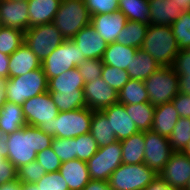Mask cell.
Instances as JSON below:
<instances>
[{"label": "cell", "mask_w": 190, "mask_h": 190, "mask_svg": "<svg viewBox=\"0 0 190 190\" xmlns=\"http://www.w3.org/2000/svg\"><path fill=\"white\" fill-rule=\"evenodd\" d=\"M22 111L27 125L38 127L52 136V123L58 116L59 110L50 92L27 99L22 104Z\"/></svg>", "instance_id": "5b68a950"}, {"label": "cell", "mask_w": 190, "mask_h": 190, "mask_svg": "<svg viewBox=\"0 0 190 190\" xmlns=\"http://www.w3.org/2000/svg\"><path fill=\"white\" fill-rule=\"evenodd\" d=\"M86 60L85 56L80 53L72 39L65 40L61 45L42 61V68L47 77H57L67 70L76 68L82 61Z\"/></svg>", "instance_id": "9c48e42d"}, {"label": "cell", "mask_w": 190, "mask_h": 190, "mask_svg": "<svg viewBox=\"0 0 190 190\" xmlns=\"http://www.w3.org/2000/svg\"><path fill=\"white\" fill-rule=\"evenodd\" d=\"M86 107L93 111L118 103L119 93L110 87L101 77L85 83L83 87Z\"/></svg>", "instance_id": "5bb4252c"}, {"label": "cell", "mask_w": 190, "mask_h": 190, "mask_svg": "<svg viewBox=\"0 0 190 190\" xmlns=\"http://www.w3.org/2000/svg\"><path fill=\"white\" fill-rule=\"evenodd\" d=\"M178 120L179 115L173 102L155 106L151 130L168 138Z\"/></svg>", "instance_id": "603a6c76"}, {"label": "cell", "mask_w": 190, "mask_h": 190, "mask_svg": "<svg viewBox=\"0 0 190 190\" xmlns=\"http://www.w3.org/2000/svg\"><path fill=\"white\" fill-rule=\"evenodd\" d=\"M173 2L183 11L190 10V0H173Z\"/></svg>", "instance_id": "6f0895ef"}, {"label": "cell", "mask_w": 190, "mask_h": 190, "mask_svg": "<svg viewBox=\"0 0 190 190\" xmlns=\"http://www.w3.org/2000/svg\"><path fill=\"white\" fill-rule=\"evenodd\" d=\"M38 190H69L65 179L59 171L46 173L38 182L35 183Z\"/></svg>", "instance_id": "7bdbcfd3"}, {"label": "cell", "mask_w": 190, "mask_h": 190, "mask_svg": "<svg viewBox=\"0 0 190 190\" xmlns=\"http://www.w3.org/2000/svg\"><path fill=\"white\" fill-rule=\"evenodd\" d=\"M150 7L151 25H168L173 22L184 12L173 2V0H148Z\"/></svg>", "instance_id": "7402d4cb"}, {"label": "cell", "mask_w": 190, "mask_h": 190, "mask_svg": "<svg viewBox=\"0 0 190 190\" xmlns=\"http://www.w3.org/2000/svg\"><path fill=\"white\" fill-rule=\"evenodd\" d=\"M84 85V79L76 67L57 77L50 78L48 80V92L83 93Z\"/></svg>", "instance_id": "cb8c5ba5"}, {"label": "cell", "mask_w": 190, "mask_h": 190, "mask_svg": "<svg viewBox=\"0 0 190 190\" xmlns=\"http://www.w3.org/2000/svg\"><path fill=\"white\" fill-rule=\"evenodd\" d=\"M90 179L108 181L111 174L122 164V147L115 141L97 152L86 162Z\"/></svg>", "instance_id": "8fae6325"}, {"label": "cell", "mask_w": 190, "mask_h": 190, "mask_svg": "<svg viewBox=\"0 0 190 190\" xmlns=\"http://www.w3.org/2000/svg\"><path fill=\"white\" fill-rule=\"evenodd\" d=\"M158 175L171 187L177 190H188L190 184V158L182 152H173Z\"/></svg>", "instance_id": "4fadbf2b"}, {"label": "cell", "mask_w": 190, "mask_h": 190, "mask_svg": "<svg viewBox=\"0 0 190 190\" xmlns=\"http://www.w3.org/2000/svg\"><path fill=\"white\" fill-rule=\"evenodd\" d=\"M149 102L144 81L130 79L119 91L118 103L138 104Z\"/></svg>", "instance_id": "d6a6232c"}, {"label": "cell", "mask_w": 190, "mask_h": 190, "mask_svg": "<svg viewBox=\"0 0 190 190\" xmlns=\"http://www.w3.org/2000/svg\"><path fill=\"white\" fill-rule=\"evenodd\" d=\"M102 67V59H86L77 66V69L87 83L101 77Z\"/></svg>", "instance_id": "b9f144b4"}, {"label": "cell", "mask_w": 190, "mask_h": 190, "mask_svg": "<svg viewBox=\"0 0 190 190\" xmlns=\"http://www.w3.org/2000/svg\"><path fill=\"white\" fill-rule=\"evenodd\" d=\"M42 62L24 42L9 55V78L24 75L41 67Z\"/></svg>", "instance_id": "d6986e66"}, {"label": "cell", "mask_w": 190, "mask_h": 190, "mask_svg": "<svg viewBox=\"0 0 190 190\" xmlns=\"http://www.w3.org/2000/svg\"><path fill=\"white\" fill-rule=\"evenodd\" d=\"M93 110L88 107L59 112L52 123L53 138H75L90 132Z\"/></svg>", "instance_id": "ba28073f"}, {"label": "cell", "mask_w": 190, "mask_h": 190, "mask_svg": "<svg viewBox=\"0 0 190 190\" xmlns=\"http://www.w3.org/2000/svg\"><path fill=\"white\" fill-rule=\"evenodd\" d=\"M36 161L44 168L46 173L59 171L62 165L61 160L58 158L52 147L37 153Z\"/></svg>", "instance_id": "f6af8a7d"}, {"label": "cell", "mask_w": 190, "mask_h": 190, "mask_svg": "<svg viewBox=\"0 0 190 190\" xmlns=\"http://www.w3.org/2000/svg\"><path fill=\"white\" fill-rule=\"evenodd\" d=\"M182 153L185 154L188 158H190V142L186 145Z\"/></svg>", "instance_id": "91938a15"}, {"label": "cell", "mask_w": 190, "mask_h": 190, "mask_svg": "<svg viewBox=\"0 0 190 190\" xmlns=\"http://www.w3.org/2000/svg\"><path fill=\"white\" fill-rule=\"evenodd\" d=\"M25 42V32L15 28H0V52L11 55Z\"/></svg>", "instance_id": "e575fe53"}, {"label": "cell", "mask_w": 190, "mask_h": 190, "mask_svg": "<svg viewBox=\"0 0 190 190\" xmlns=\"http://www.w3.org/2000/svg\"><path fill=\"white\" fill-rule=\"evenodd\" d=\"M7 135L0 129V152H3L5 158L8 157V144H7Z\"/></svg>", "instance_id": "db71d44e"}, {"label": "cell", "mask_w": 190, "mask_h": 190, "mask_svg": "<svg viewBox=\"0 0 190 190\" xmlns=\"http://www.w3.org/2000/svg\"><path fill=\"white\" fill-rule=\"evenodd\" d=\"M75 143V138H53L51 147L63 163L77 158Z\"/></svg>", "instance_id": "ab89813d"}, {"label": "cell", "mask_w": 190, "mask_h": 190, "mask_svg": "<svg viewBox=\"0 0 190 190\" xmlns=\"http://www.w3.org/2000/svg\"><path fill=\"white\" fill-rule=\"evenodd\" d=\"M110 122L116 139L121 141L139 132L135 123L125 110V105L116 103L101 110Z\"/></svg>", "instance_id": "e0dca14e"}, {"label": "cell", "mask_w": 190, "mask_h": 190, "mask_svg": "<svg viewBox=\"0 0 190 190\" xmlns=\"http://www.w3.org/2000/svg\"><path fill=\"white\" fill-rule=\"evenodd\" d=\"M119 11L126 16L128 21L151 24L148 0H119Z\"/></svg>", "instance_id": "1f68e13d"}, {"label": "cell", "mask_w": 190, "mask_h": 190, "mask_svg": "<svg viewBox=\"0 0 190 190\" xmlns=\"http://www.w3.org/2000/svg\"><path fill=\"white\" fill-rule=\"evenodd\" d=\"M53 137L40 128L26 125L7 135V159L16 169L36 160L37 153L51 147Z\"/></svg>", "instance_id": "6da1fadb"}, {"label": "cell", "mask_w": 190, "mask_h": 190, "mask_svg": "<svg viewBox=\"0 0 190 190\" xmlns=\"http://www.w3.org/2000/svg\"><path fill=\"white\" fill-rule=\"evenodd\" d=\"M9 78V55L0 52V80Z\"/></svg>", "instance_id": "816d5d0a"}, {"label": "cell", "mask_w": 190, "mask_h": 190, "mask_svg": "<svg viewBox=\"0 0 190 190\" xmlns=\"http://www.w3.org/2000/svg\"><path fill=\"white\" fill-rule=\"evenodd\" d=\"M101 78L118 93L130 80L129 74L124 69L103 64Z\"/></svg>", "instance_id": "74e56055"}, {"label": "cell", "mask_w": 190, "mask_h": 190, "mask_svg": "<svg viewBox=\"0 0 190 190\" xmlns=\"http://www.w3.org/2000/svg\"><path fill=\"white\" fill-rule=\"evenodd\" d=\"M90 133L99 148L117 141L114 131L111 130L110 122L102 111H93Z\"/></svg>", "instance_id": "f1b7e54d"}, {"label": "cell", "mask_w": 190, "mask_h": 190, "mask_svg": "<svg viewBox=\"0 0 190 190\" xmlns=\"http://www.w3.org/2000/svg\"><path fill=\"white\" fill-rule=\"evenodd\" d=\"M77 159L87 162L99 149L92 134L86 133L75 137Z\"/></svg>", "instance_id": "f35d334b"}, {"label": "cell", "mask_w": 190, "mask_h": 190, "mask_svg": "<svg viewBox=\"0 0 190 190\" xmlns=\"http://www.w3.org/2000/svg\"><path fill=\"white\" fill-rule=\"evenodd\" d=\"M178 76H190V52L180 50L176 55L173 66Z\"/></svg>", "instance_id": "7dc6e473"}, {"label": "cell", "mask_w": 190, "mask_h": 190, "mask_svg": "<svg viewBox=\"0 0 190 190\" xmlns=\"http://www.w3.org/2000/svg\"><path fill=\"white\" fill-rule=\"evenodd\" d=\"M21 182L17 179L0 185V190H20Z\"/></svg>", "instance_id": "11a10c76"}, {"label": "cell", "mask_w": 190, "mask_h": 190, "mask_svg": "<svg viewBox=\"0 0 190 190\" xmlns=\"http://www.w3.org/2000/svg\"><path fill=\"white\" fill-rule=\"evenodd\" d=\"M143 190H177L171 187L164 179L157 175L152 182Z\"/></svg>", "instance_id": "681fc988"}, {"label": "cell", "mask_w": 190, "mask_h": 190, "mask_svg": "<svg viewBox=\"0 0 190 190\" xmlns=\"http://www.w3.org/2000/svg\"><path fill=\"white\" fill-rule=\"evenodd\" d=\"M72 40L86 59H102L108 46L91 25L82 28Z\"/></svg>", "instance_id": "ac0fdd59"}, {"label": "cell", "mask_w": 190, "mask_h": 190, "mask_svg": "<svg viewBox=\"0 0 190 190\" xmlns=\"http://www.w3.org/2000/svg\"><path fill=\"white\" fill-rule=\"evenodd\" d=\"M90 21L91 15L83 0H61L53 23L63 37L70 40L90 25Z\"/></svg>", "instance_id": "277c9868"}, {"label": "cell", "mask_w": 190, "mask_h": 190, "mask_svg": "<svg viewBox=\"0 0 190 190\" xmlns=\"http://www.w3.org/2000/svg\"><path fill=\"white\" fill-rule=\"evenodd\" d=\"M59 172L65 179L69 190H83L91 180L86 162L77 158L63 162Z\"/></svg>", "instance_id": "ffe728a7"}, {"label": "cell", "mask_w": 190, "mask_h": 190, "mask_svg": "<svg viewBox=\"0 0 190 190\" xmlns=\"http://www.w3.org/2000/svg\"><path fill=\"white\" fill-rule=\"evenodd\" d=\"M137 48L116 42L110 43L104 51L102 62L105 65L127 70L137 52Z\"/></svg>", "instance_id": "d4e9b609"}, {"label": "cell", "mask_w": 190, "mask_h": 190, "mask_svg": "<svg viewBox=\"0 0 190 190\" xmlns=\"http://www.w3.org/2000/svg\"><path fill=\"white\" fill-rule=\"evenodd\" d=\"M141 49L150 54L161 67L173 66L180 49L171 26L149 25Z\"/></svg>", "instance_id": "7a4b0ae2"}, {"label": "cell", "mask_w": 190, "mask_h": 190, "mask_svg": "<svg viewBox=\"0 0 190 190\" xmlns=\"http://www.w3.org/2000/svg\"><path fill=\"white\" fill-rule=\"evenodd\" d=\"M146 164H121L108 182L113 190H143L157 176Z\"/></svg>", "instance_id": "52a82bcc"}, {"label": "cell", "mask_w": 190, "mask_h": 190, "mask_svg": "<svg viewBox=\"0 0 190 190\" xmlns=\"http://www.w3.org/2000/svg\"><path fill=\"white\" fill-rule=\"evenodd\" d=\"M29 28L53 22L61 0H29Z\"/></svg>", "instance_id": "44dd1931"}, {"label": "cell", "mask_w": 190, "mask_h": 190, "mask_svg": "<svg viewBox=\"0 0 190 190\" xmlns=\"http://www.w3.org/2000/svg\"><path fill=\"white\" fill-rule=\"evenodd\" d=\"M124 105L127 114L140 132L151 130L155 106L150 102Z\"/></svg>", "instance_id": "f546056e"}, {"label": "cell", "mask_w": 190, "mask_h": 190, "mask_svg": "<svg viewBox=\"0 0 190 190\" xmlns=\"http://www.w3.org/2000/svg\"><path fill=\"white\" fill-rule=\"evenodd\" d=\"M5 81L6 101L22 105L27 99L48 91V80L42 66Z\"/></svg>", "instance_id": "3957f363"}, {"label": "cell", "mask_w": 190, "mask_h": 190, "mask_svg": "<svg viewBox=\"0 0 190 190\" xmlns=\"http://www.w3.org/2000/svg\"><path fill=\"white\" fill-rule=\"evenodd\" d=\"M149 96V102L153 106L172 102L179 93L178 75L172 66L160 67L144 80Z\"/></svg>", "instance_id": "8992f818"}, {"label": "cell", "mask_w": 190, "mask_h": 190, "mask_svg": "<svg viewBox=\"0 0 190 190\" xmlns=\"http://www.w3.org/2000/svg\"><path fill=\"white\" fill-rule=\"evenodd\" d=\"M6 103L5 81L0 80V109Z\"/></svg>", "instance_id": "9f6ffc18"}, {"label": "cell", "mask_w": 190, "mask_h": 190, "mask_svg": "<svg viewBox=\"0 0 190 190\" xmlns=\"http://www.w3.org/2000/svg\"><path fill=\"white\" fill-rule=\"evenodd\" d=\"M172 102L179 117L190 118V95L179 92Z\"/></svg>", "instance_id": "c3c4849f"}, {"label": "cell", "mask_w": 190, "mask_h": 190, "mask_svg": "<svg viewBox=\"0 0 190 190\" xmlns=\"http://www.w3.org/2000/svg\"><path fill=\"white\" fill-rule=\"evenodd\" d=\"M160 67L150 54L139 48L126 71L130 79L144 81Z\"/></svg>", "instance_id": "484cf974"}, {"label": "cell", "mask_w": 190, "mask_h": 190, "mask_svg": "<svg viewBox=\"0 0 190 190\" xmlns=\"http://www.w3.org/2000/svg\"><path fill=\"white\" fill-rule=\"evenodd\" d=\"M145 155L144 164L159 174L174 152L168 138L150 130L144 132Z\"/></svg>", "instance_id": "7c38bea8"}, {"label": "cell", "mask_w": 190, "mask_h": 190, "mask_svg": "<svg viewBox=\"0 0 190 190\" xmlns=\"http://www.w3.org/2000/svg\"><path fill=\"white\" fill-rule=\"evenodd\" d=\"M179 92L190 95V76H178Z\"/></svg>", "instance_id": "f5cc1de1"}, {"label": "cell", "mask_w": 190, "mask_h": 190, "mask_svg": "<svg viewBox=\"0 0 190 190\" xmlns=\"http://www.w3.org/2000/svg\"><path fill=\"white\" fill-rule=\"evenodd\" d=\"M127 21L126 16L121 11H117L91 16L90 25L107 44H110L116 41L117 36L125 27Z\"/></svg>", "instance_id": "2e32d148"}, {"label": "cell", "mask_w": 190, "mask_h": 190, "mask_svg": "<svg viewBox=\"0 0 190 190\" xmlns=\"http://www.w3.org/2000/svg\"><path fill=\"white\" fill-rule=\"evenodd\" d=\"M171 149L182 152L190 142V118L179 117L172 133L168 137Z\"/></svg>", "instance_id": "836d02e7"}, {"label": "cell", "mask_w": 190, "mask_h": 190, "mask_svg": "<svg viewBox=\"0 0 190 190\" xmlns=\"http://www.w3.org/2000/svg\"><path fill=\"white\" fill-rule=\"evenodd\" d=\"M123 164H142L145 155L144 132H138L120 141Z\"/></svg>", "instance_id": "83f0119b"}, {"label": "cell", "mask_w": 190, "mask_h": 190, "mask_svg": "<svg viewBox=\"0 0 190 190\" xmlns=\"http://www.w3.org/2000/svg\"><path fill=\"white\" fill-rule=\"evenodd\" d=\"M91 16L119 11V0H83Z\"/></svg>", "instance_id": "ee69618b"}, {"label": "cell", "mask_w": 190, "mask_h": 190, "mask_svg": "<svg viewBox=\"0 0 190 190\" xmlns=\"http://www.w3.org/2000/svg\"><path fill=\"white\" fill-rule=\"evenodd\" d=\"M26 125L22 105L6 101L0 109V129L8 135Z\"/></svg>", "instance_id": "4316f807"}, {"label": "cell", "mask_w": 190, "mask_h": 190, "mask_svg": "<svg viewBox=\"0 0 190 190\" xmlns=\"http://www.w3.org/2000/svg\"><path fill=\"white\" fill-rule=\"evenodd\" d=\"M17 180V169L0 152V185Z\"/></svg>", "instance_id": "bcb514c9"}, {"label": "cell", "mask_w": 190, "mask_h": 190, "mask_svg": "<svg viewBox=\"0 0 190 190\" xmlns=\"http://www.w3.org/2000/svg\"><path fill=\"white\" fill-rule=\"evenodd\" d=\"M0 25L23 32L28 30V3L18 0H0Z\"/></svg>", "instance_id": "9a60e30c"}, {"label": "cell", "mask_w": 190, "mask_h": 190, "mask_svg": "<svg viewBox=\"0 0 190 190\" xmlns=\"http://www.w3.org/2000/svg\"><path fill=\"white\" fill-rule=\"evenodd\" d=\"M59 112H66L86 107L84 93L50 92Z\"/></svg>", "instance_id": "8d00e7d4"}, {"label": "cell", "mask_w": 190, "mask_h": 190, "mask_svg": "<svg viewBox=\"0 0 190 190\" xmlns=\"http://www.w3.org/2000/svg\"><path fill=\"white\" fill-rule=\"evenodd\" d=\"M148 26L149 25L137 21H127L115 42L139 49L146 36Z\"/></svg>", "instance_id": "4dcf8cb0"}, {"label": "cell", "mask_w": 190, "mask_h": 190, "mask_svg": "<svg viewBox=\"0 0 190 190\" xmlns=\"http://www.w3.org/2000/svg\"><path fill=\"white\" fill-rule=\"evenodd\" d=\"M20 190H38V187L33 183H21Z\"/></svg>", "instance_id": "680465c9"}, {"label": "cell", "mask_w": 190, "mask_h": 190, "mask_svg": "<svg viewBox=\"0 0 190 190\" xmlns=\"http://www.w3.org/2000/svg\"><path fill=\"white\" fill-rule=\"evenodd\" d=\"M44 175H46V171L36 160L17 169V179L21 183L35 184Z\"/></svg>", "instance_id": "60d3db41"}, {"label": "cell", "mask_w": 190, "mask_h": 190, "mask_svg": "<svg viewBox=\"0 0 190 190\" xmlns=\"http://www.w3.org/2000/svg\"><path fill=\"white\" fill-rule=\"evenodd\" d=\"M83 190H113L108 181L103 180H90Z\"/></svg>", "instance_id": "f907efd6"}, {"label": "cell", "mask_w": 190, "mask_h": 190, "mask_svg": "<svg viewBox=\"0 0 190 190\" xmlns=\"http://www.w3.org/2000/svg\"><path fill=\"white\" fill-rule=\"evenodd\" d=\"M171 30L180 50L190 46V10L184 11L171 25Z\"/></svg>", "instance_id": "d590c367"}, {"label": "cell", "mask_w": 190, "mask_h": 190, "mask_svg": "<svg viewBox=\"0 0 190 190\" xmlns=\"http://www.w3.org/2000/svg\"><path fill=\"white\" fill-rule=\"evenodd\" d=\"M65 40L53 22L30 27L25 31V43L41 62Z\"/></svg>", "instance_id": "30bf717a"}]
</instances>
